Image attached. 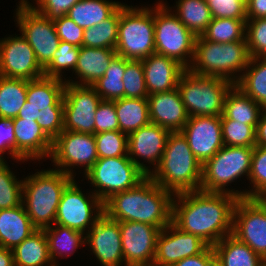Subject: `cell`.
<instances>
[{
    "mask_svg": "<svg viewBox=\"0 0 266 266\" xmlns=\"http://www.w3.org/2000/svg\"><path fill=\"white\" fill-rule=\"evenodd\" d=\"M173 197L172 223L181 231L198 236L212 247L232 234L236 196L198 190Z\"/></svg>",
    "mask_w": 266,
    "mask_h": 266,
    "instance_id": "6da1fadb",
    "label": "cell"
},
{
    "mask_svg": "<svg viewBox=\"0 0 266 266\" xmlns=\"http://www.w3.org/2000/svg\"><path fill=\"white\" fill-rule=\"evenodd\" d=\"M172 196L147 175L135 187L113 194L103 210L115 221L142 222L162 230L172 222Z\"/></svg>",
    "mask_w": 266,
    "mask_h": 266,
    "instance_id": "7a4b0ae2",
    "label": "cell"
},
{
    "mask_svg": "<svg viewBox=\"0 0 266 266\" xmlns=\"http://www.w3.org/2000/svg\"><path fill=\"white\" fill-rule=\"evenodd\" d=\"M173 195L198 191L202 164L196 159L180 131L170 132L159 165L148 175Z\"/></svg>",
    "mask_w": 266,
    "mask_h": 266,
    "instance_id": "3957f363",
    "label": "cell"
},
{
    "mask_svg": "<svg viewBox=\"0 0 266 266\" xmlns=\"http://www.w3.org/2000/svg\"><path fill=\"white\" fill-rule=\"evenodd\" d=\"M65 84L64 80L46 76L28 81L26 101L16 118L37 121L54 140L64 130Z\"/></svg>",
    "mask_w": 266,
    "mask_h": 266,
    "instance_id": "277c9868",
    "label": "cell"
},
{
    "mask_svg": "<svg viewBox=\"0 0 266 266\" xmlns=\"http://www.w3.org/2000/svg\"><path fill=\"white\" fill-rule=\"evenodd\" d=\"M73 179L55 169L42 170L24 178L22 203L36 229H45L55 223L62 192Z\"/></svg>",
    "mask_w": 266,
    "mask_h": 266,
    "instance_id": "5b68a950",
    "label": "cell"
},
{
    "mask_svg": "<svg viewBox=\"0 0 266 266\" xmlns=\"http://www.w3.org/2000/svg\"><path fill=\"white\" fill-rule=\"evenodd\" d=\"M250 58L245 38L220 44L198 36L193 60L187 69L196 75L223 78L235 85L238 77L234 73L244 72Z\"/></svg>",
    "mask_w": 266,
    "mask_h": 266,
    "instance_id": "8992f818",
    "label": "cell"
},
{
    "mask_svg": "<svg viewBox=\"0 0 266 266\" xmlns=\"http://www.w3.org/2000/svg\"><path fill=\"white\" fill-rule=\"evenodd\" d=\"M120 6L116 54L142 60L155 53L154 8Z\"/></svg>",
    "mask_w": 266,
    "mask_h": 266,
    "instance_id": "52a82bcc",
    "label": "cell"
},
{
    "mask_svg": "<svg viewBox=\"0 0 266 266\" xmlns=\"http://www.w3.org/2000/svg\"><path fill=\"white\" fill-rule=\"evenodd\" d=\"M253 150L254 147L223 146L202 165L200 190L247 198V191L228 190L225 186L243 175L249 177Z\"/></svg>",
    "mask_w": 266,
    "mask_h": 266,
    "instance_id": "ba28073f",
    "label": "cell"
},
{
    "mask_svg": "<svg viewBox=\"0 0 266 266\" xmlns=\"http://www.w3.org/2000/svg\"><path fill=\"white\" fill-rule=\"evenodd\" d=\"M233 84L223 78L196 75L186 69L177 89L186 111L191 116H221L224 98Z\"/></svg>",
    "mask_w": 266,
    "mask_h": 266,
    "instance_id": "9c48e42d",
    "label": "cell"
},
{
    "mask_svg": "<svg viewBox=\"0 0 266 266\" xmlns=\"http://www.w3.org/2000/svg\"><path fill=\"white\" fill-rule=\"evenodd\" d=\"M168 8L162 1L154 8L155 53L173 58L187 69L193 60L197 36Z\"/></svg>",
    "mask_w": 266,
    "mask_h": 266,
    "instance_id": "30bf717a",
    "label": "cell"
},
{
    "mask_svg": "<svg viewBox=\"0 0 266 266\" xmlns=\"http://www.w3.org/2000/svg\"><path fill=\"white\" fill-rule=\"evenodd\" d=\"M146 176L128 155L99 158L85 174L103 203L113 194L135 187Z\"/></svg>",
    "mask_w": 266,
    "mask_h": 266,
    "instance_id": "8fae6325",
    "label": "cell"
},
{
    "mask_svg": "<svg viewBox=\"0 0 266 266\" xmlns=\"http://www.w3.org/2000/svg\"><path fill=\"white\" fill-rule=\"evenodd\" d=\"M16 10L19 30L33 48L39 65L45 69L60 43L54 22L38 13L27 0H21Z\"/></svg>",
    "mask_w": 266,
    "mask_h": 266,
    "instance_id": "7c38bea8",
    "label": "cell"
},
{
    "mask_svg": "<svg viewBox=\"0 0 266 266\" xmlns=\"http://www.w3.org/2000/svg\"><path fill=\"white\" fill-rule=\"evenodd\" d=\"M242 243L247 244L266 261V199L240 198L233 212V231Z\"/></svg>",
    "mask_w": 266,
    "mask_h": 266,
    "instance_id": "4fadbf2b",
    "label": "cell"
},
{
    "mask_svg": "<svg viewBox=\"0 0 266 266\" xmlns=\"http://www.w3.org/2000/svg\"><path fill=\"white\" fill-rule=\"evenodd\" d=\"M91 193L92 195L86 197L73 179L62 192L54 224L69 227L83 234L87 228L89 231L104 213L103 202Z\"/></svg>",
    "mask_w": 266,
    "mask_h": 266,
    "instance_id": "5bb4252c",
    "label": "cell"
},
{
    "mask_svg": "<svg viewBox=\"0 0 266 266\" xmlns=\"http://www.w3.org/2000/svg\"><path fill=\"white\" fill-rule=\"evenodd\" d=\"M50 157L53 165L58 167L57 169L55 167V170L75 177L70 168L80 165L85 167L86 174L98 160L95 135L63 130L53 140Z\"/></svg>",
    "mask_w": 266,
    "mask_h": 266,
    "instance_id": "9a60e30c",
    "label": "cell"
},
{
    "mask_svg": "<svg viewBox=\"0 0 266 266\" xmlns=\"http://www.w3.org/2000/svg\"><path fill=\"white\" fill-rule=\"evenodd\" d=\"M101 97L92 86L65 84L64 130L95 134V113Z\"/></svg>",
    "mask_w": 266,
    "mask_h": 266,
    "instance_id": "2e32d148",
    "label": "cell"
},
{
    "mask_svg": "<svg viewBox=\"0 0 266 266\" xmlns=\"http://www.w3.org/2000/svg\"><path fill=\"white\" fill-rule=\"evenodd\" d=\"M0 75L27 81L44 76L33 48L22 35L0 40Z\"/></svg>",
    "mask_w": 266,
    "mask_h": 266,
    "instance_id": "e0dca14e",
    "label": "cell"
},
{
    "mask_svg": "<svg viewBox=\"0 0 266 266\" xmlns=\"http://www.w3.org/2000/svg\"><path fill=\"white\" fill-rule=\"evenodd\" d=\"M121 245L126 266L153 264L160 228L136 221H121Z\"/></svg>",
    "mask_w": 266,
    "mask_h": 266,
    "instance_id": "ac0fdd59",
    "label": "cell"
},
{
    "mask_svg": "<svg viewBox=\"0 0 266 266\" xmlns=\"http://www.w3.org/2000/svg\"><path fill=\"white\" fill-rule=\"evenodd\" d=\"M180 132L202 165L224 146L221 116H191Z\"/></svg>",
    "mask_w": 266,
    "mask_h": 266,
    "instance_id": "d6986e66",
    "label": "cell"
},
{
    "mask_svg": "<svg viewBox=\"0 0 266 266\" xmlns=\"http://www.w3.org/2000/svg\"><path fill=\"white\" fill-rule=\"evenodd\" d=\"M208 246L198 236L181 231L171 222L158 235L153 264L173 266L186 257L202 253Z\"/></svg>",
    "mask_w": 266,
    "mask_h": 266,
    "instance_id": "ffe728a7",
    "label": "cell"
},
{
    "mask_svg": "<svg viewBox=\"0 0 266 266\" xmlns=\"http://www.w3.org/2000/svg\"><path fill=\"white\" fill-rule=\"evenodd\" d=\"M85 234V243L91 247L102 266H122L124 257L118 221L102 213Z\"/></svg>",
    "mask_w": 266,
    "mask_h": 266,
    "instance_id": "44dd1931",
    "label": "cell"
},
{
    "mask_svg": "<svg viewBox=\"0 0 266 266\" xmlns=\"http://www.w3.org/2000/svg\"><path fill=\"white\" fill-rule=\"evenodd\" d=\"M170 132L157 124L149 123L128 135V156L146 175L151 173V169L143 162L140 163L138 158L142 157L155 165V169L163 157Z\"/></svg>",
    "mask_w": 266,
    "mask_h": 266,
    "instance_id": "7402d4cb",
    "label": "cell"
},
{
    "mask_svg": "<svg viewBox=\"0 0 266 266\" xmlns=\"http://www.w3.org/2000/svg\"><path fill=\"white\" fill-rule=\"evenodd\" d=\"M150 123L171 132L181 131L189 115L177 88L150 94L147 98Z\"/></svg>",
    "mask_w": 266,
    "mask_h": 266,
    "instance_id": "603a6c76",
    "label": "cell"
},
{
    "mask_svg": "<svg viewBox=\"0 0 266 266\" xmlns=\"http://www.w3.org/2000/svg\"><path fill=\"white\" fill-rule=\"evenodd\" d=\"M16 137V160L44 159L51 155L53 140L42 130L37 121L24 118L11 119Z\"/></svg>",
    "mask_w": 266,
    "mask_h": 266,
    "instance_id": "cb8c5ba5",
    "label": "cell"
},
{
    "mask_svg": "<svg viewBox=\"0 0 266 266\" xmlns=\"http://www.w3.org/2000/svg\"><path fill=\"white\" fill-rule=\"evenodd\" d=\"M148 94L168 92L178 86L186 68L173 58L153 53L141 60Z\"/></svg>",
    "mask_w": 266,
    "mask_h": 266,
    "instance_id": "d4e9b609",
    "label": "cell"
},
{
    "mask_svg": "<svg viewBox=\"0 0 266 266\" xmlns=\"http://www.w3.org/2000/svg\"><path fill=\"white\" fill-rule=\"evenodd\" d=\"M116 55L115 49L80 47L78 60L74 69L80 81L65 80L73 85L93 86L109 67L111 59Z\"/></svg>",
    "mask_w": 266,
    "mask_h": 266,
    "instance_id": "484cf974",
    "label": "cell"
},
{
    "mask_svg": "<svg viewBox=\"0 0 266 266\" xmlns=\"http://www.w3.org/2000/svg\"><path fill=\"white\" fill-rule=\"evenodd\" d=\"M35 230L23 203L14 208L0 209L1 248L12 250Z\"/></svg>",
    "mask_w": 266,
    "mask_h": 266,
    "instance_id": "4316f807",
    "label": "cell"
},
{
    "mask_svg": "<svg viewBox=\"0 0 266 266\" xmlns=\"http://www.w3.org/2000/svg\"><path fill=\"white\" fill-rule=\"evenodd\" d=\"M263 110L257 102L233 85L224 98L221 119L243 122L256 128Z\"/></svg>",
    "mask_w": 266,
    "mask_h": 266,
    "instance_id": "83f0119b",
    "label": "cell"
},
{
    "mask_svg": "<svg viewBox=\"0 0 266 266\" xmlns=\"http://www.w3.org/2000/svg\"><path fill=\"white\" fill-rule=\"evenodd\" d=\"M12 251L14 266H54L44 229H36Z\"/></svg>",
    "mask_w": 266,
    "mask_h": 266,
    "instance_id": "f1b7e54d",
    "label": "cell"
},
{
    "mask_svg": "<svg viewBox=\"0 0 266 266\" xmlns=\"http://www.w3.org/2000/svg\"><path fill=\"white\" fill-rule=\"evenodd\" d=\"M213 249L222 266H266V261L232 234L217 242Z\"/></svg>",
    "mask_w": 266,
    "mask_h": 266,
    "instance_id": "f546056e",
    "label": "cell"
},
{
    "mask_svg": "<svg viewBox=\"0 0 266 266\" xmlns=\"http://www.w3.org/2000/svg\"><path fill=\"white\" fill-rule=\"evenodd\" d=\"M121 5L107 0H80L70 8L67 16L86 29L109 18Z\"/></svg>",
    "mask_w": 266,
    "mask_h": 266,
    "instance_id": "4dcf8cb0",
    "label": "cell"
},
{
    "mask_svg": "<svg viewBox=\"0 0 266 266\" xmlns=\"http://www.w3.org/2000/svg\"><path fill=\"white\" fill-rule=\"evenodd\" d=\"M119 131L129 135L150 123L148 101L145 98H121L114 101Z\"/></svg>",
    "mask_w": 266,
    "mask_h": 266,
    "instance_id": "1f68e13d",
    "label": "cell"
},
{
    "mask_svg": "<svg viewBox=\"0 0 266 266\" xmlns=\"http://www.w3.org/2000/svg\"><path fill=\"white\" fill-rule=\"evenodd\" d=\"M245 70L235 86L266 109V58H250Z\"/></svg>",
    "mask_w": 266,
    "mask_h": 266,
    "instance_id": "d6a6232c",
    "label": "cell"
},
{
    "mask_svg": "<svg viewBox=\"0 0 266 266\" xmlns=\"http://www.w3.org/2000/svg\"><path fill=\"white\" fill-rule=\"evenodd\" d=\"M55 225V227L52 225L45 228L44 231L48 240L51 261L54 266H57L55 260L58 255L62 258L64 255H71V253L73 254V252L76 251L75 249L86 243L85 234L82 232L59 224ZM63 252H65V254H63Z\"/></svg>",
    "mask_w": 266,
    "mask_h": 266,
    "instance_id": "836d02e7",
    "label": "cell"
},
{
    "mask_svg": "<svg viewBox=\"0 0 266 266\" xmlns=\"http://www.w3.org/2000/svg\"><path fill=\"white\" fill-rule=\"evenodd\" d=\"M126 69V59L116 54L110 61L102 78L93 88L102 100L115 101L124 97L123 76Z\"/></svg>",
    "mask_w": 266,
    "mask_h": 266,
    "instance_id": "e575fe53",
    "label": "cell"
},
{
    "mask_svg": "<svg viewBox=\"0 0 266 266\" xmlns=\"http://www.w3.org/2000/svg\"><path fill=\"white\" fill-rule=\"evenodd\" d=\"M175 15L195 36H201L212 20L206 0H178Z\"/></svg>",
    "mask_w": 266,
    "mask_h": 266,
    "instance_id": "d590c367",
    "label": "cell"
},
{
    "mask_svg": "<svg viewBox=\"0 0 266 266\" xmlns=\"http://www.w3.org/2000/svg\"><path fill=\"white\" fill-rule=\"evenodd\" d=\"M28 81L0 75V117L16 118L26 101Z\"/></svg>",
    "mask_w": 266,
    "mask_h": 266,
    "instance_id": "8d00e7d4",
    "label": "cell"
},
{
    "mask_svg": "<svg viewBox=\"0 0 266 266\" xmlns=\"http://www.w3.org/2000/svg\"><path fill=\"white\" fill-rule=\"evenodd\" d=\"M120 7L107 19L84 29L82 46L115 49L118 40Z\"/></svg>",
    "mask_w": 266,
    "mask_h": 266,
    "instance_id": "74e56055",
    "label": "cell"
},
{
    "mask_svg": "<svg viewBox=\"0 0 266 266\" xmlns=\"http://www.w3.org/2000/svg\"><path fill=\"white\" fill-rule=\"evenodd\" d=\"M245 23L246 20L212 18L201 36L205 40L220 44L242 41L245 38Z\"/></svg>",
    "mask_w": 266,
    "mask_h": 266,
    "instance_id": "f35d334b",
    "label": "cell"
},
{
    "mask_svg": "<svg viewBox=\"0 0 266 266\" xmlns=\"http://www.w3.org/2000/svg\"><path fill=\"white\" fill-rule=\"evenodd\" d=\"M5 162L0 161V209L17 207L23 198V180L19 181Z\"/></svg>",
    "mask_w": 266,
    "mask_h": 266,
    "instance_id": "ab89813d",
    "label": "cell"
},
{
    "mask_svg": "<svg viewBox=\"0 0 266 266\" xmlns=\"http://www.w3.org/2000/svg\"><path fill=\"white\" fill-rule=\"evenodd\" d=\"M221 128L224 146H256V128L254 126L231 119H221Z\"/></svg>",
    "mask_w": 266,
    "mask_h": 266,
    "instance_id": "60d3db41",
    "label": "cell"
},
{
    "mask_svg": "<svg viewBox=\"0 0 266 266\" xmlns=\"http://www.w3.org/2000/svg\"><path fill=\"white\" fill-rule=\"evenodd\" d=\"M79 52L80 47L60 41L58 49L53 54L52 61L44 69V76L63 80L62 70L71 69L74 71Z\"/></svg>",
    "mask_w": 266,
    "mask_h": 266,
    "instance_id": "b9f144b4",
    "label": "cell"
},
{
    "mask_svg": "<svg viewBox=\"0 0 266 266\" xmlns=\"http://www.w3.org/2000/svg\"><path fill=\"white\" fill-rule=\"evenodd\" d=\"M99 158H113L128 155V135L121 131L94 134Z\"/></svg>",
    "mask_w": 266,
    "mask_h": 266,
    "instance_id": "7bdbcfd3",
    "label": "cell"
},
{
    "mask_svg": "<svg viewBox=\"0 0 266 266\" xmlns=\"http://www.w3.org/2000/svg\"><path fill=\"white\" fill-rule=\"evenodd\" d=\"M247 178L253 184L254 189L247 191V198H266V147H254L251 171Z\"/></svg>",
    "mask_w": 266,
    "mask_h": 266,
    "instance_id": "ee69618b",
    "label": "cell"
},
{
    "mask_svg": "<svg viewBox=\"0 0 266 266\" xmlns=\"http://www.w3.org/2000/svg\"><path fill=\"white\" fill-rule=\"evenodd\" d=\"M123 83L125 98H148L149 94L145 84L144 68L141 60L126 59Z\"/></svg>",
    "mask_w": 266,
    "mask_h": 266,
    "instance_id": "f6af8a7d",
    "label": "cell"
},
{
    "mask_svg": "<svg viewBox=\"0 0 266 266\" xmlns=\"http://www.w3.org/2000/svg\"><path fill=\"white\" fill-rule=\"evenodd\" d=\"M245 39L251 58H266V18L247 19Z\"/></svg>",
    "mask_w": 266,
    "mask_h": 266,
    "instance_id": "bcb514c9",
    "label": "cell"
},
{
    "mask_svg": "<svg viewBox=\"0 0 266 266\" xmlns=\"http://www.w3.org/2000/svg\"><path fill=\"white\" fill-rule=\"evenodd\" d=\"M212 18L247 20L246 0H206Z\"/></svg>",
    "mask_w": 266,
    "mask_h": 266,
    "instance_id": "7dc6e473",
    "label": "cell"
},
{
    "mask_svg": "<svg viewBox=\"0 0 266 266\" xmlns=\"http://www.w3.org/2000/svg\"><path fill=\"white\" fill-rule=\"evenodd\" d=\"M119 131L114 101L101 100L95 113V134Z\"/></svg>",
    "mask_w": 266,
    "mask_h": 266,
    "instance_id": "c3c4849f",
    "label": "cell"
},
{
    "mask_svg": "<svg viewBox=\"0 0 266 266\" xmlns=\"http://www.w3.org/2000/svg\"><path fill=\"white\" fill-rule=\"evenodd\" d=\"M53 22L60 41L68 42L78 47L82 46L84 29L78 26L70 17L64 15L53 20Z\"/></svg>",
    "mask_w": 266,
    "mask_h": 266,
    "instance_id": "681fc988",
    "label": "cell"
},
{
    "mask_svg": "<svg viewBox=\"0 0 266 266\" xmlns=\"http://www.w3.org/2000/svg\"><path fill=\"white\" fill-rule=\"evenodd\" d=\"M80 0H36L37 6H32L38 13L48 19L55 20L67 15L70 8Z\"/></svg>",
    "mask_w": 266,
    "mask_h": 266,
    "instance_id": "f907efd6",
    "label": "cell"
},
{
    "mask_svg": "<svg viewBox=\"0 0 266 266\" xmlns=\"http://www.w3.org/2000/svg\"><path fill=\"white\" fill-rule=\"evenodd\" d=\"M6 150L16 160V137L13 122L10 118L0 117V161L5 160L2 156Z\"/></svg>",
    "mask_w": 266,
    "mask_h": 266,
    "instance_id": "816d5d0a",
    "label": "cell"
},
{
    "mask_svg": "<svg viewBox=\"0 0 266 266\" xmlns=\"http://www.w3.org/2000/svg\"><path fill=\"white\" fill-rule=\"evenodd\" d=\"M215 256L212 246H208L202 253L186 257L173 266H206V264Z\"/></svg>",
    "mask_w": 266,
    "mask_h": 266,
    "instance_id": "f5cc1de1",
    "label": "cell"
},
{
    "mask_svg": "<svg viewBox=\"0 0 266 266\" xmlns=\"http://www.w3.org/2000/svg\"><path fill=\"white\" fill-rule=\"evenodd\" d=\"M247 19L266 18V0H246Z\"/></svg>",
    "mask_w": 266,
    "mask_h": 266,
    "instance_id": "db71d44e",
    "label": "cell"
},
{
    "mask_svg": "<svg viewBox=\"0 0 266 266\" xmlns=\"http://www.w3.org/2000/svg\"><path fill=\"white\" fill-rule=\"evenodd\" d=\"M256 146L266 147V109L260 115L256 127Z\"/></svg>",
    "mask_w": 266,
    "mask_h": 266,
    "instance_id": "11a10c76",
    "label": "cell"
},
{
    "mask_svg": "<svg viewBox=\"0 0 266 266\" xmlns=\"http://www.w3.org/2000/svg\"><path fill=\"white\" fill-rule=\"evenodd\" d=\"M0 266H14L13 251L0 247Z\"/></svg>",
    "mask_w": 266,
    "mask_h": 266,
    "instance_id": "9f6ffc18",
    "label": "cell"
},
{
    "mask_svg": "<svg viewBox=\"0 0 266 266\" xmlns=\"http://www.w3.org/2000/svg\"><path fill=\"white\" fill-rule=\"evenodd\" d=\"M206 266H222L221 261L216 257V255L206 264Z\"/></svg>",
    "mask_w": 266,
    "mask_h": 266,
    "instance_id": "6f0895ef",
    "label": "cell"
},
{
    "mask_svg": "<svg viewBox=\"0 0 266 266\" xmlns=\"http://www.w3.org/2000/svg\"><path fill=\"white\" fill-rule=\"evenodd\" d=\"M133 266H156L155 264H148V265H133Z\"/></svg>",
    "mask_w": 266,
    "mask_h": 266,
    "instance_id": "680465c9",
    "label": "cell"
}]
</instances>
